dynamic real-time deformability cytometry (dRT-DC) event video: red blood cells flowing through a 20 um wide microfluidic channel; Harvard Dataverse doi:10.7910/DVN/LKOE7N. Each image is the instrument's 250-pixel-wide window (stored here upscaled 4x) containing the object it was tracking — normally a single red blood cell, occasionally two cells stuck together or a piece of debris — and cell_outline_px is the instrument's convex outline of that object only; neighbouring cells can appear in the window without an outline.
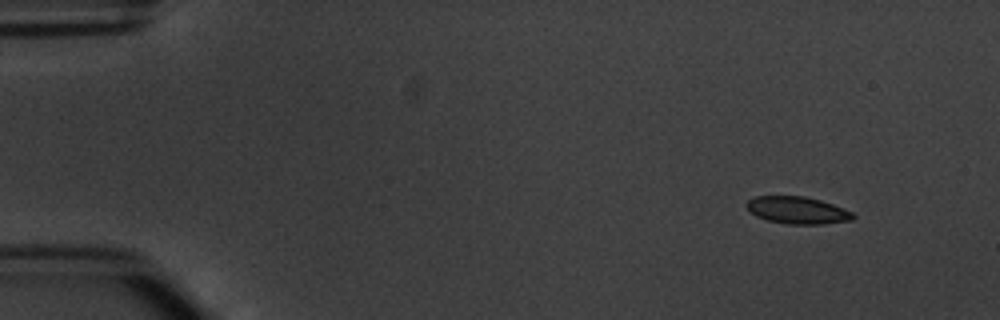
{"species": "common noctule bat (a hibernating species)", "species_latin": "Nyctalus noctula", "temperature_condition": "warm", "stored_images_in_passage": 4, "camera_frame_rate_fps": 3000, "um_per_image_px": 0.085, "animal": {"sex": "male", "body_mass_g": 20.1, "forearm_length_mm": 53.5}, "frame": {"image": 1, "passage_image": 1, "time_ms": 0.0, "image_size_px": [1000, 320], "cell_outline_px": [[856, 216], [852, 220], [824, 224], [788, 224], [768, 220], [756, 216], [744, 204], [748, 200], [756, 196], [804, 196], [820, 200], [832, 204], [852, 212]], "centroid_in_image_um": [67.78, 17.87], "position_along_channel_um": 17.2, "area_um2": 16.76}}
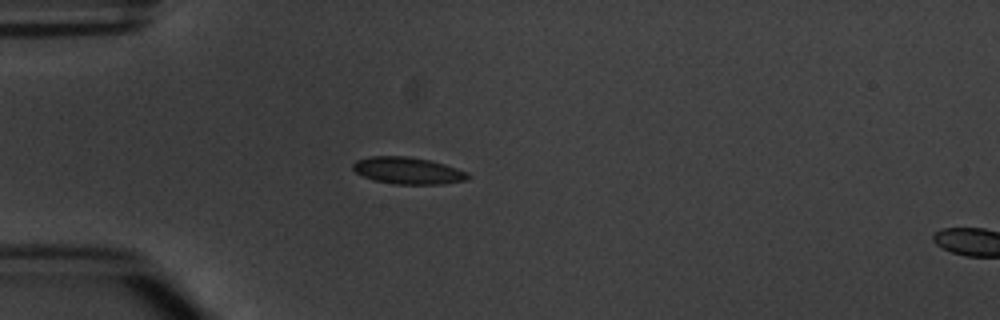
{"frame": {"image": 2, "passage_image": 3, "time_ms": 3.333, "image_size_px": [1000, 320], "cell_outline_px": [[472, 176], [468, 180], [444, 184], [392, 184], [372, 180], [356, 172], [352, 168], [352, 164], [356, 160], [368, 156], [408, 156], [428, 160], [444, 164], [468, 172]], "centroid_in_image_um": [34.68, 14.51], "position_along_channel_um": 50.3, "area_um2": 18.21}}